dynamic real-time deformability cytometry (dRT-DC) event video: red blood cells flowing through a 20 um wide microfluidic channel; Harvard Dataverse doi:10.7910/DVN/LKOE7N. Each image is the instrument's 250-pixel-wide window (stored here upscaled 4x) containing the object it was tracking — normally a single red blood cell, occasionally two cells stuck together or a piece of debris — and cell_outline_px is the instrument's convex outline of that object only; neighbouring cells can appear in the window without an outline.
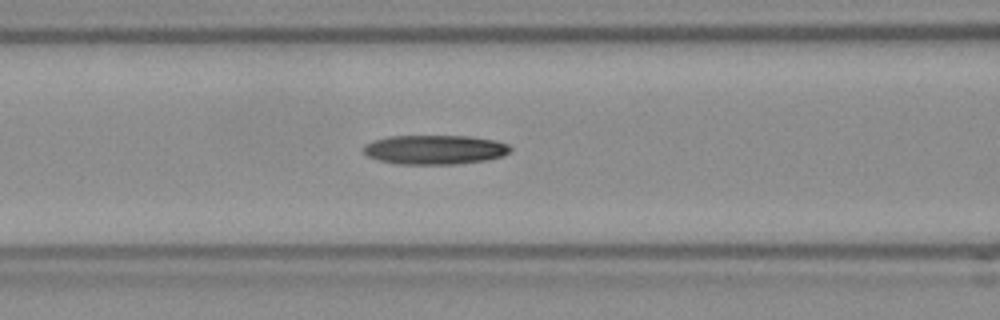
{"species": "Egyptian fruit bat (a non-hibernating species)", "species_latin": "Rousettus aegyptiacus", "temperature_condition": "room temperature", "stored_images_in_passage": 39, "camera_frame_rate_fps": 3000, "um_per_image_px": 0.085, "frame": {"image": 1, "passage_image": 17, "time_ms": 5.333, "image_size_px": [1000, 320], "cell_outline_px": [[512, 148], [508, 152], [500, 156], [484, 160], [456, 164], [396, 164], [380, 160], [368, 156], [360, 148], [364, 144], [372, 140], [388, 136], [472, 136], [496, 140], [508, 144]], "centroid_in_image_um": [36.91, 12.71], "position_along_channel_um": 129.7, "area_um2": 25.2}}